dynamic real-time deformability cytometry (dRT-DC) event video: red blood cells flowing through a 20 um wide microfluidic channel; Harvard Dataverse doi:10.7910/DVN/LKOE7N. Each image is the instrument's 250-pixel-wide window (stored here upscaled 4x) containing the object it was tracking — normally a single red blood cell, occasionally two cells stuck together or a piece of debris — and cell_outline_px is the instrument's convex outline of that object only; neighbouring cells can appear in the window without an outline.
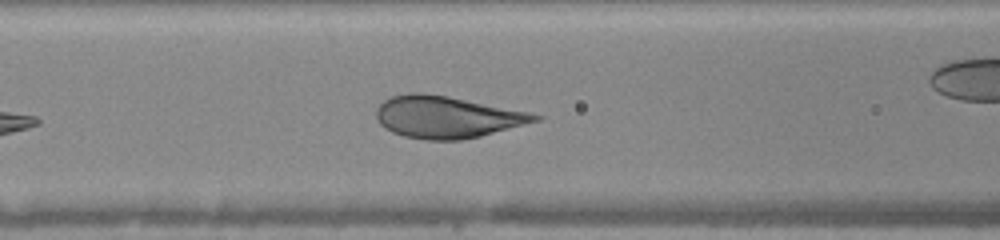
{"species": "human", "species_latin": "Homo sapiens", "temperature_condition": "warm", "stored_images_in_passage": 18, "camera_frame_rate_fps": 3000, "um_per_image_px": 0.085, "donor": {"sex": "female"}, "frame": {"image": 1, "passage_image": 8, "time_ms": 2.333, "image_size_px": [1000, 240], "cell_outline_px": [[544, 116], [540, 120], [480, 136], [460, 140], [428, 140], [404, 136], [392, 132], [384, 128], [380, 124], [376, 116], [376, 108], [384, 100], [392, 96], [412, 92], [420, 92], [448, 96], [528, 112]], "centroid_in_image_um": [37.94, 9.95], "position_along_channel_um": 128.7, "area_um2": 38.49}}
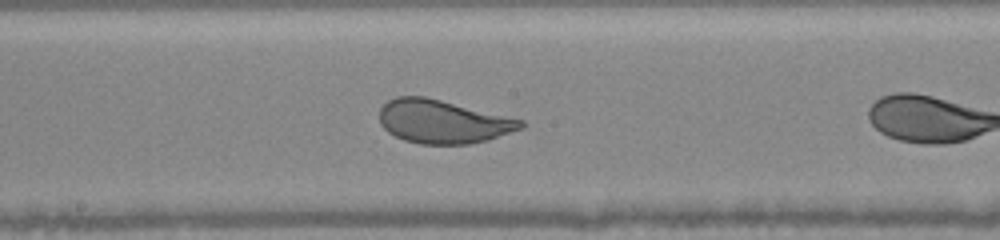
{"frame": {"image": 2, "passage_image": 11, "time_ms": 3.333, "image_size_px": [1000, 240], "cell_outline_px": [[524, 128], [484, 140], [468, 144], [420, 144], [404, 140], [388, 132], [380, 124], [380, 108], [388, 100], [396, 96], [424, 96], [524, 120]], "centroid_in_image_um": [37.61, 10.33], "position_along_channel_um": 210.6, "area_um2": 35.49}}